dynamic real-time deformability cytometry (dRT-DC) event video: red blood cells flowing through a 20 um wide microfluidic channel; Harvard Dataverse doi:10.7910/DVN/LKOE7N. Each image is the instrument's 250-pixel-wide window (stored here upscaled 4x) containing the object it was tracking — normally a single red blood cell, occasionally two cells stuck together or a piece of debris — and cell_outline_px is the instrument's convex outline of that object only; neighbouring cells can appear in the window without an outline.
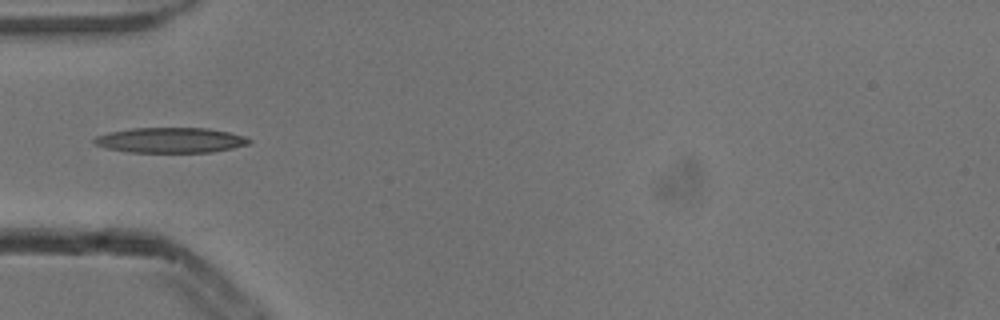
{"species": "common noctule bat (a hibernating species)", "species_latin": "Nyctalus noctula", "temperature_condition": "cold", "stored_images_in_passage": 3, "camera_frame_rate_fps": 3000, "um_per_image_px": 0.085, "animal": {"sex": "male", "body_mass_g": 13.3}, "frame": {"image": 1, "passage_image": 2, "time_ms": 0.333, "image_size_px": [1000, 320], "cell_outline_px": [[252, 140], [248, 144], [232, 148], [212, 152], [128, 152], [104, 148], [96, 144], [92, 140], [96, 136], [108, 132], [132, 128], [208, 128], [228, 132], [244, 136]], "centroid_in_image_um": [14.46, 11.91], "position_along_channel_um": 70.5, "area_um2": 22.77}}
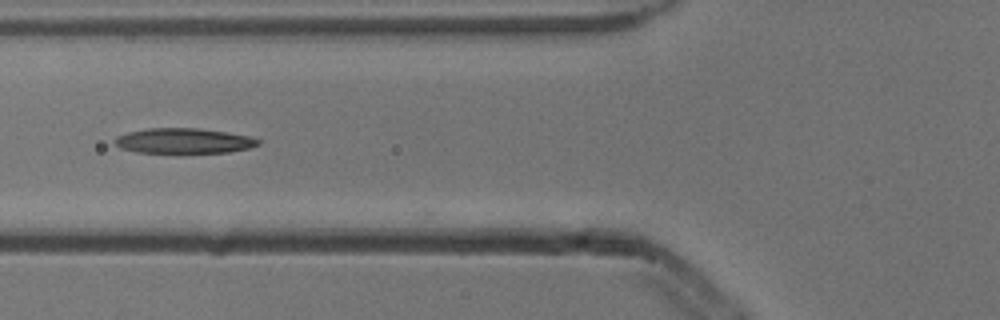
{"frame": {"image": 2, "passage_image": 3, "time_ms": 0.667, "image_size_px": [1000, 320], "cell_outline_px": [[260, 144], [248, 148], [228, 152], [180, 156], [136, 152], [120, 148], [112, 140], [116, 136], [128, 132], [148, 128], [196, 128], [228, 132], [248, 136], [260, 140]], "centroid_in_image_um": [15.57, 12.02], "position_along_channel_um": 110.2, "area_um2": 22.2}}